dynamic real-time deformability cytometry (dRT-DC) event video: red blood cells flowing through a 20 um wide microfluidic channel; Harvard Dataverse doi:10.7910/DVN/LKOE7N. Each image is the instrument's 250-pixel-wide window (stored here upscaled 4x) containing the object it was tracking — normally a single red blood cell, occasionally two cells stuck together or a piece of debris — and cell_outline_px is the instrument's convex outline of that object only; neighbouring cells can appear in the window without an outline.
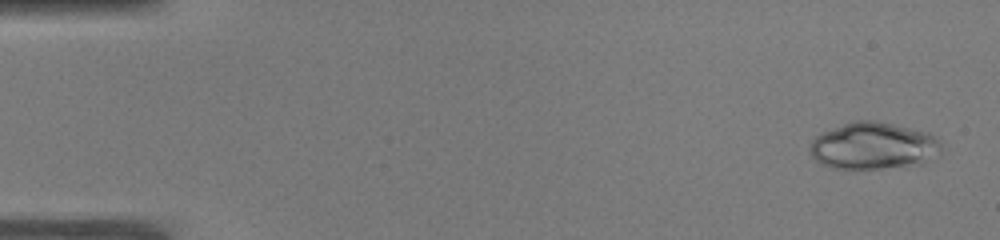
{"species": "common noctule bat (a hibernating species)", "species_latin": "Nyctalus noctula", "temperature_condition": "warm", "stored_images_in_passage": 51, "camera_frame_rate_fps": 3000, "um_per_image_px": 0.085, "animal": {"sex": "male", "body_mass_g": 19.0, "forearm_length_mm": 50.8}, "frame": {"image": 1, "passage_image": 2, "time_ms": 0.333, "image_size_px": [1000, 240], "cell_outline_px": [[940, 152], [924, 164], [880, 168], [828, 168], [820, 164], [812, 156], [812, 140], [820, 132], [856, 120], [872, 120], [892, 124], [928, 132], [940, 140]], "centroid_in_image_um": [74.25, 12.4], "position_along_channel_um": 10.8, "area_um2": 35.78}}
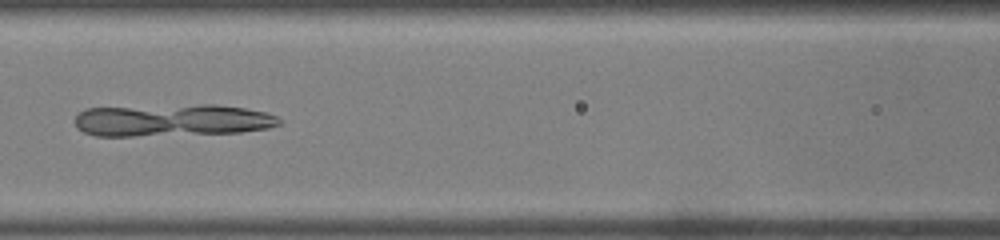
{"frame": {"image": 2, "passage_image": 23, "time_ms": 7.333, "image_size_px": [1000, 240], "cell_outline_px": [[280, 124], [268, 128], [240, 132], [136, 136], [96, 136], [84, 132], [76, 128], [76, 116], [84, 108], [200, 104], [216, 104], [244, 108], [264, 112], [276, 116], [280, 120]], "centroid_in_image_um": [14.6, 10.21], "position_along_channel_um": 152.0, "area_um2": 38.38}}
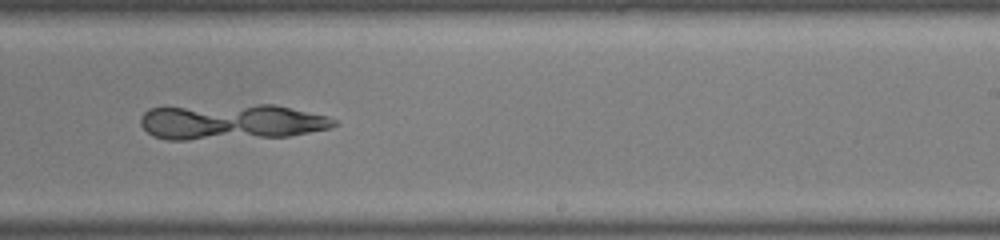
{"frame": {"image": 3, "passage_image": 32, "time_ms": 10.333, "image_size_px": [1000, 240], "cell_outline_px": [[340, 124], [328, 128], [288, 136], [188, 140], [168, 140], [152, 136], [140, 124], [140, 120], [144, 112], [148, 108], [256, 104], [276, 104], [328, 116], [336, 120]], "centroid_in_image_um": [19.67, 10.36], "position_along_channel_um": 269.3, "area_um2": 40.29}}